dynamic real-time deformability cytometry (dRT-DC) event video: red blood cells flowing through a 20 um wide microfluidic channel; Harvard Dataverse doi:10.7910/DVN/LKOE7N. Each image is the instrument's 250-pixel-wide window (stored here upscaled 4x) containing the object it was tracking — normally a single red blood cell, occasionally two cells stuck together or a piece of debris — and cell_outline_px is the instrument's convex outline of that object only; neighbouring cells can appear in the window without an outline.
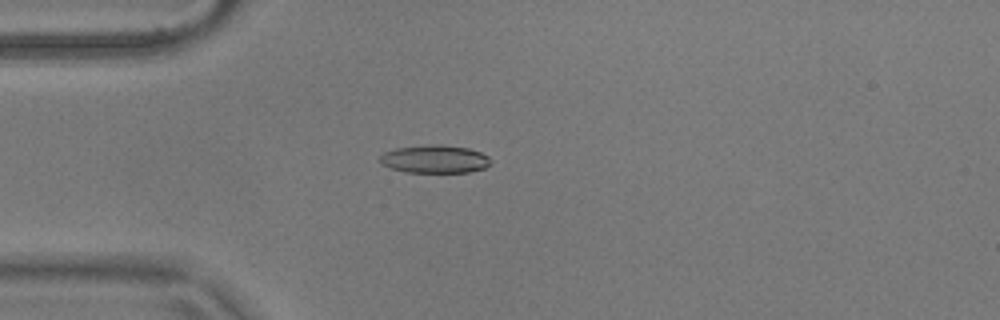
{"species": "common noctule bat (a hibernating species)", "species_latin": "Nyctalus noctula", "temperature_condition": "warm", "stored_images_in_passage": 55, "camera_frame_rate_fps": 3000, "um_per_image_px": 0.085, "animal": {"sex": "male", "body_mass_g": 17.9}, "frame": {"image": 1, "passage_image": 15, "time_ms": 4.667, "image_size_px": [1000, 320], "cell_outline_px": [[492, 160], [484, 168], [468, 172], [408, 172], [392, 168], [380, 164], [380, 156], [384, 152], [396, 148], [432, 144], [440, 144], [468, 148], [480, 152], [488, 156]], "centroid_in_image_um": [36.95, 13.51], "position_along_channel_um": 48.1, "area_um2": 17.98}}
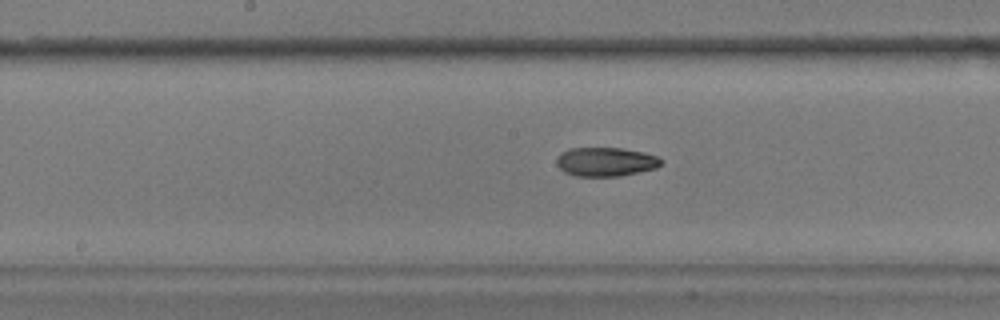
{"frame": {"image": 2, "passage_image": 28, "time_ms": 9.0, "image_size_px": [1000, 320], "cell_outline_px": [[664, 160], [656, 168], [620, 176], [576, 176], [564, 172], [556, 164], [556, 160], [560, 152], [568, 148], [620, 148], [644, 152], [660, 156]], "centroid_in_image_um": [51.49, 13.74], "position_along_channel_um": 196.7, "area_um2": 17.8}}
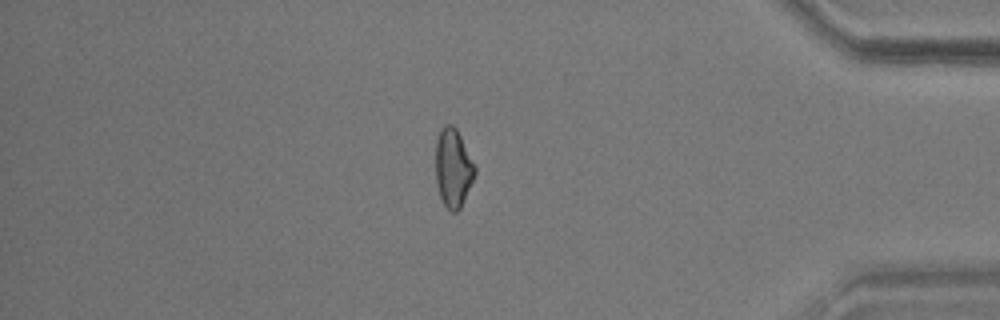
{"frame": {"image": 3, "passage_image": 47, "time_ms": 15.333, "image_size_px": [1000, 320], "cell_outline_px": [[476, 172], [460, 208], [456, 212], [452, 212], [444, 204], [440, 196], [436, 180], [436, 140], [444, 124], [452, 124], [456, 128], [476, 164]], "centroid_in_image_um": [38.53, 14.25], "position_along_channel_um": 396.7, "area_um2": 17.86}, "authors_computed_cell_mechanics": {"area_um2": 17.8024, "velocity_mm_per_s": 3.6852, "shape_relaxation_time_tau1_ms": null, "shape_relaxation_time_tau2_ms": 1.8729, "deformation_change_tau1": null, "deformation_change_tau2": 0.0845}}